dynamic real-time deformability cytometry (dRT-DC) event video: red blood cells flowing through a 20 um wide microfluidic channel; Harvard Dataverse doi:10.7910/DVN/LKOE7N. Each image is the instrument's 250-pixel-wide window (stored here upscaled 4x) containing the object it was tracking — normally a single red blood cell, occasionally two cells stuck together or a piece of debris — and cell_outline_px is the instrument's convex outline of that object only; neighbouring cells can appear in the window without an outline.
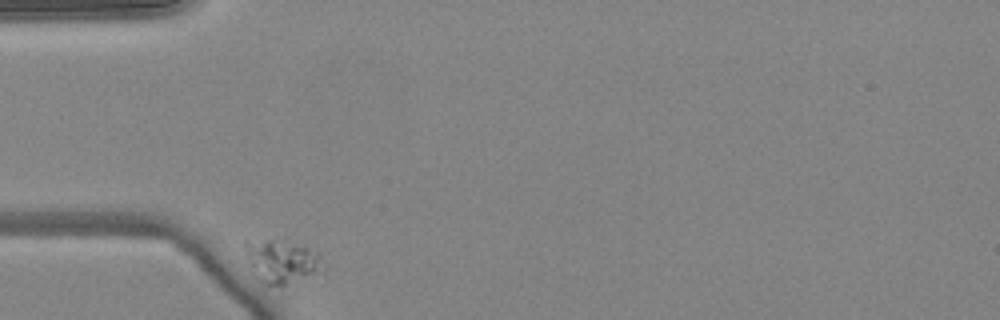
{"species": "common noctule bat (a hibernating species)", "species_latin": "Nyctalus noctula", "temperature_condition": "warm", "stored_images_in_passage": 16, "camera_frame_rate_fps": 3000, "um_per_image_px": 0.085, "animal": {"sex": "female", "body_mass_g": 24.6, "forearm_length_mm": 56.2}, "frame": {"image": 1, "passage_image": 1, "time_ms": 0.0, "image_size_px": [1000, 320], "cell_outline_px": [[320, 256], [316, 268], [292, 296], [284, 296], [256, 280], [252, 272], [244, 248], [244, 240], [272, 240], [304, 244], [320, 252]], "centroid_in_image_um": [23.9, 22.43], "position_along_channel_um": 61.1, "area_um2": 21.68}}
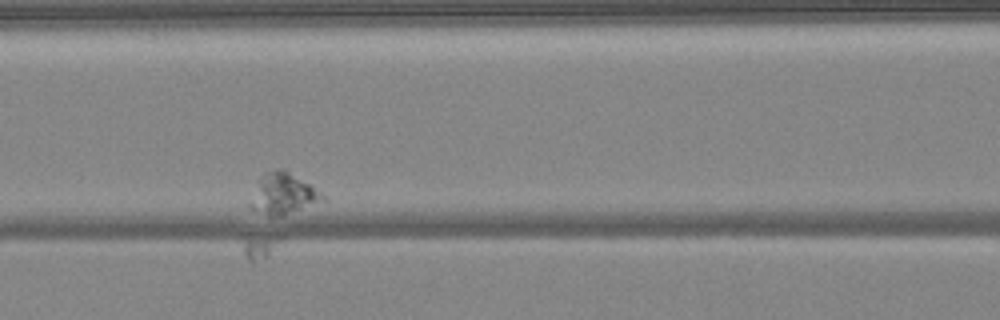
{"frame": {"image": 2, "passage_image": 12, "time_ms": 3.667, "image_size_px": [1000, 320], "cell_outline_px": [[328, 200], [284, 216], [268, 216], [252, 212], [248, 208], [248, 204], [260, 176], [264, 172], [276, 168], [284, 168], [328, 196]], "centroid_in_image_um": [24.07, 16.5], "position_along_channel_um": 142.5, "area_um2": 18.09}}
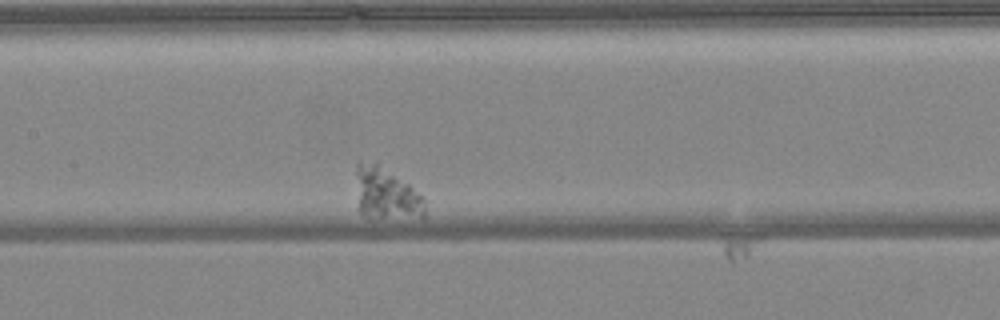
{"frame": {"image": 3, "passage_image": 16, "time_ms": 5.0, "image_size_px": [1000, 320], "cell_outline_px": [[424, 220], [368, 220], [360, 212], [356, 172], [356, 160], [376, 160], [424, 196]], "centroid_in_image_um": [32.84, 16.51], "position_along_channel_um": 174.6, "area_um2": 22.2}}